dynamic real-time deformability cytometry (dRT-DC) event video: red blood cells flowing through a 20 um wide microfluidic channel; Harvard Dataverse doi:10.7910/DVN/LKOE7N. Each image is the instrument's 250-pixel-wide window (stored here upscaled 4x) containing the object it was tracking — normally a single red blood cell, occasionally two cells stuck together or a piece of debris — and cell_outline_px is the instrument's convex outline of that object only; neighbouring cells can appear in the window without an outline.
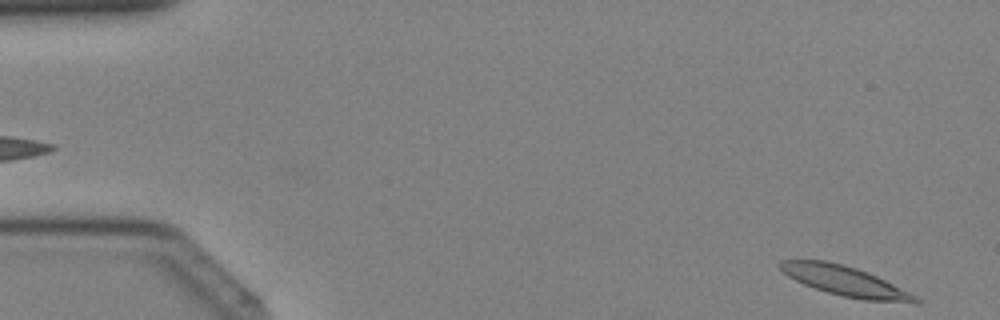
{"species": "Egyptian fruit bat (a non-hibernating species)", "species_latin": "Rousettus aegyptiacus", "temperature_condition": "cold", "stored_images_in_passage": 40, "camera_frame_rate_fps": 3000, "um_per_image_px": 0.085, "animal": {"sex": "female"}, "frame": {"image": 1, "passage_image": 1, "time_ms": 0.0, "image_size_px": [1000, 320], "cell_outline_px": [[920, 300], [916, 304], [864, 300], [844, 296], [828, 292], [804, 284], [788, 276], [780, 268], [780, 260], [824, 260], [856, 268], [876, 276], [916, 296]], "centroid_in_image_um": [71.85, 23.9], "position_along_channel_um": 13.1, "area_um2": 23.0}}
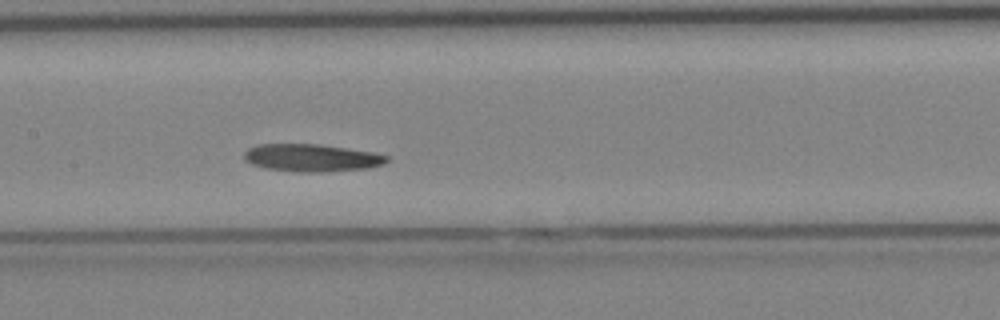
{"frame": {"image": 2, "passage_image": 19, "time_ms": 6.0, "image_size_px": [1000, 320], "cell_outline_px": [[388, 160], [384, 164], [368, 168], [324, 172], [300, 172], [264, 168], [252, 164], [244, 160], [244, 152], [248, 148], [256, 144], [320, 144], [372, 152], [388, 156]], "centroid_in_image_um": [26.46, 13.41], "position_along_channel_um": 180.9, "area_um2": 22.95}}
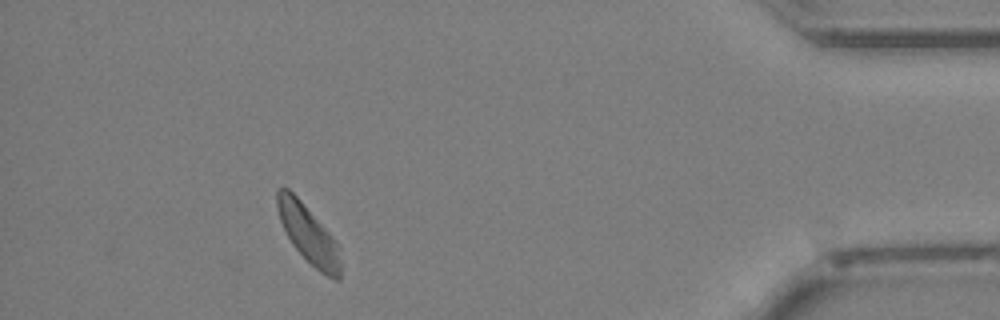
{"frame": {"image": 3, "passage_image": 36, "time_ms": 11.667, "image_size_px": [1000, 320], "cell_outline_px": [[340, 280], [336, 280], [320, 272], [292, 244], [280, 220], [276, 208], [276, 188], [288, 188], [300, 200], [336, 240], [340, 248]], "centroid_in_image_um": [26.21, 19.89], "position_along_channel_um": 409.0, "area_um2": 21.1}}